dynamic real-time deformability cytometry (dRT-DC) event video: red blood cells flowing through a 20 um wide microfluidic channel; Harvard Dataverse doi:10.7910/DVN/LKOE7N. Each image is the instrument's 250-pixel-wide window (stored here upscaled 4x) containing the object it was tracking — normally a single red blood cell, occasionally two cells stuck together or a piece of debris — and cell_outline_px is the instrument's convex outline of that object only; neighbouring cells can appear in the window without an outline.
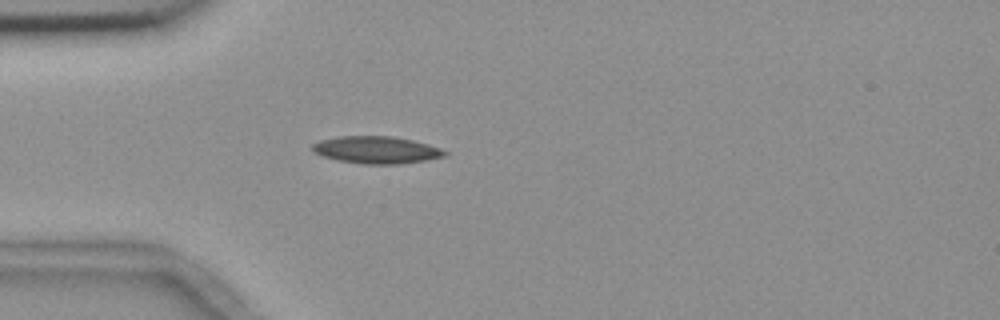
{"species": "common noctule bat (a hibernating species)", "species_latin": "Nyctalus noctula", "temperature_condition": "room temperature", "stored_images_in_passage": 41, "camera_frame_rate_fps": 3000, "um_per_image_px": 0.085, "animal": {"sex": "female", "body_mass_g": 18.4}, "frame": {"image": 1, "passage_image": 1, "time_ms": 0.0, "image_size_px": [1000, 320], "cell_outline_px": [[448, 152], [444, 156], [424, 160], [400, 164], [364, 164], [336, 160], [320, 156], [312, 152], [312, 144], [320, 140], [336, 136], [392, 136], [412, 140], [428, 144], [440, 148]], "centroid_in_image_um": [31.93, 12.74], "position_along_channel_um": 53.1, "area_um2": 21.1}}
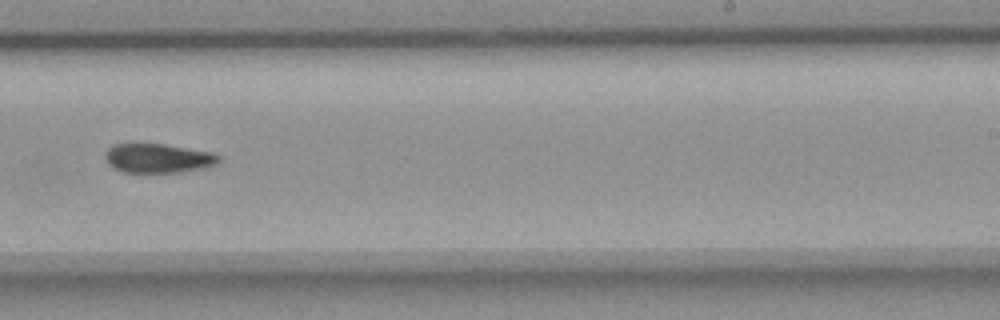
{"frame": {"image": 2, "passage_image": 20, "time_ms": 6.333, "image_size_px": [1000, 320], "cell_outline_px": [[220, 160], [216, 164], [204, 168], [180, 172], [124, 172], [112, 168], [108, 164], [104, 156], [108, 148], [112, 144], [164, 144], [212, 152], [220, 156]], "centroid_in_image_um": [13.42, 13.45], "position_along_channel_um": 275.6, "area_um2": 19.36}}
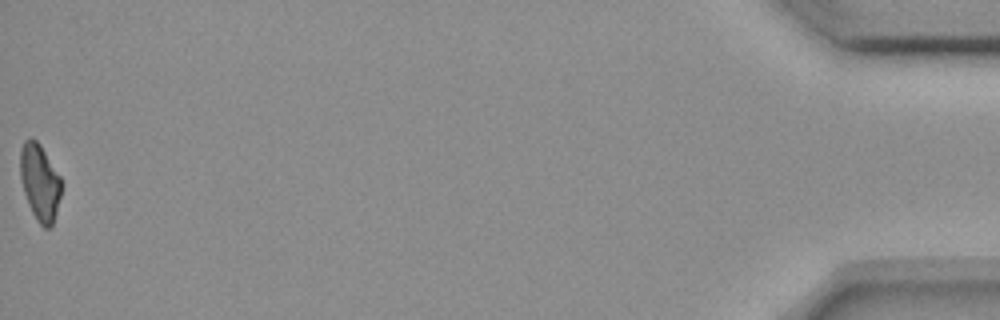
{"frame": {"image": 3, "passage_image": 41, "time_ms": 13.333, "image_size_px": [1000, 320], "cell_outline_px": [[60, 196], [56, 212], [52, 224], [48, 228], [44, 228], [36, 220], [28, 204], [24, 192], [20, 176], [20, 148], [24, 140], [32, 136], [40, 144], [60, 176]], "centroid_in_image_um": [3.35, 15.46], "position_along_channel_um": 431.8, "area_um2": 18.21}}